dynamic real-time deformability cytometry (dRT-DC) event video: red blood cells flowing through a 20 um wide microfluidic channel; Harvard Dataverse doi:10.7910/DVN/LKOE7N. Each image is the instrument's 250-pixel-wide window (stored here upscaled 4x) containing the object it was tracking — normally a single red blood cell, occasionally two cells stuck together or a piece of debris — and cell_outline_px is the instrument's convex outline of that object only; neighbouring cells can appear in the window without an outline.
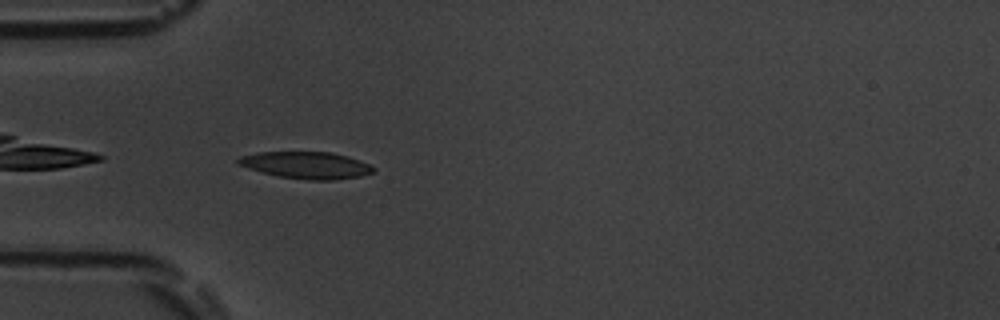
{"species": "common noctule bat (a hibernating species)", "species_latin": "Nyctalus noctula", "temperature_condition": "room temperature", "stored_images_in_passage": 34, "camera_frame_rate_fps": 3000, "um_per_image_px": 0.085, "animal": {"sex": "male", "body_mass_g": 19.5, "forearm_length_mm": 54.6}, "frame": {"image": 1, "passage_image": 1, "time_ms": 0.0, "image_size_px": [1000, 320], "cell_outline_px": [[376, 168], [372, 172], [360, 176], [332, 180], [308, 180], [280, 176], [248, 168], [236, 164], [236, 160], [240, 156], [260, 152], [332, 152], [348, 156], [368, 164]], "centroid_in_image_um": [26.02, 14.03], "position_along_channel_um": 59.0, "area_um2": 20.98}}
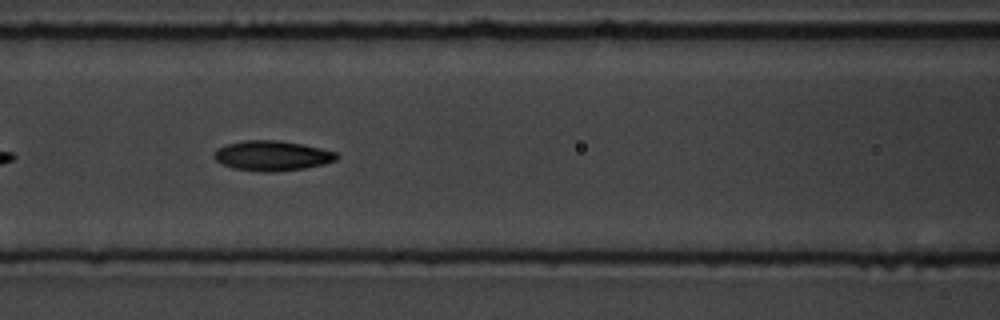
{"frame": {"image": 2, "passage_image": 8, "time_ms": 2.333, "image_size_px": [1000, 320], "cell_outline_px": [[340, 156], [336, 160], [324, 164], [304, 168], [272, 172], [264, 172], [232, 168], [216, 160], [212, 156], [216, 148], [228, 144], [244, 140], [280, 140], [304, 144], [336, 152]], "centroid_in_image_um": [23.13, 13.23], "position_along_channel_um": 143.5, "area_um2": 21.5}}
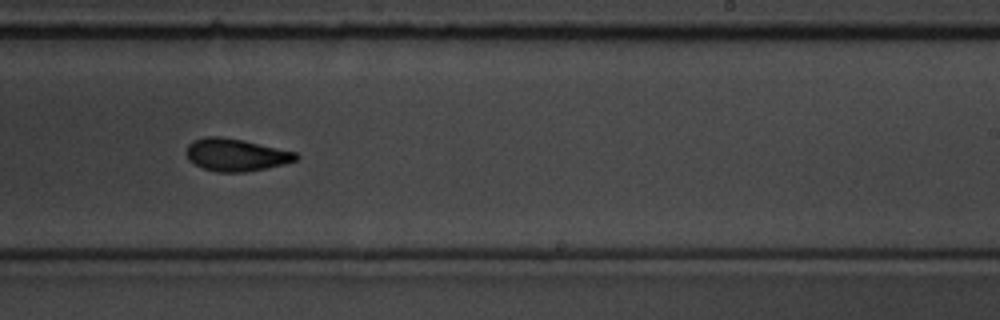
{"frame": {"image": 3, "passage_image": 18, "time_ms": 5.667, "image_size_px": [1000, 320], "cell_outline_px": [[300, 156], [296, 160], [284, 164], [244, 172], [216, 172], [204, 168], [188, 160], [184, 152], [188, 144], [192, 140], [204, 136], [220, 136], [244, 140], [296, 152]], "centroid_in_image_um": [20.01, 13.14], "position_along_channel_um": 269.0, "area_um2": 20.87}, "authors_computed_cell_mechanics": {"area_um2": 20.4901, "velocity_mm_per_s": 3.7797, "shape_relaxation_time_tau1_ms": 2.7175, "shape_relaxation_time_tau2_ms": 2.5983, "deformation_change_tau1": 0.1478, "deformation_change_tau2": 0.0867}}